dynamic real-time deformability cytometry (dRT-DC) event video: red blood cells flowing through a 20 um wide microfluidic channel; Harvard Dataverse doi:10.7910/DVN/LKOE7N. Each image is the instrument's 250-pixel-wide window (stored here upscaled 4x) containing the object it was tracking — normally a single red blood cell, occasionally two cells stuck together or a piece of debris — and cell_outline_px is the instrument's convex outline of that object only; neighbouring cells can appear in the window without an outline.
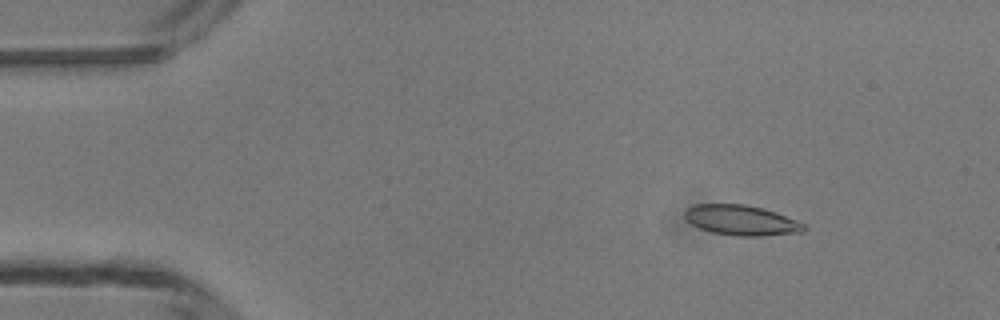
{"species": "common noctule bat (a hibernating species)", "species_latin": "Nyctalus noctula", "temperature_condition": "room temperature", "stored_images_in_passage": 16, "camera_frame_rate_fps": 3000, "um_per_image_px": 0.085, "animal": {"sex": "male", "body_mass_g": 13.3}, "frame": {"image": 1, "passage_image": 5, "time_ms": 1.333, "image_size_px": [1000, 320], "cell_outline_px": [[808, 228], [804, 232], [760, 236], [736, 236], [712, 232], [700, 228], [692, 224], [684, 216], [684, 212], [688, 208], [696, 204], [744, 204], [764, 208], [776, 212], [796, 220], [804, 224]], "centroid_in_image_um": [63.05, 18.72], "position_along_channel_um": 22.0, "area_um2": 20.98}}
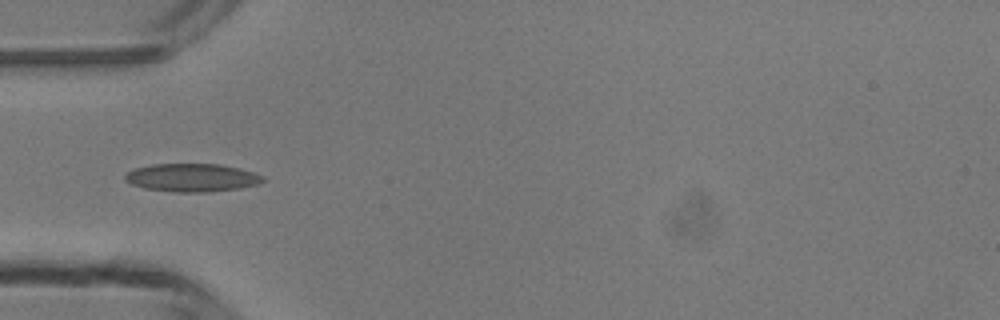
{"frame": {"image": 2, "passage_image": 14, "time_ms": 4.333, "image_size_px": [1000, 320], "cell_outline_px": [[264, 180], [260, 184], [240, 188], [208, 192], [176, 192], [144, 188], [132, 184], [124, 180], [124, 176], [132, 168], [152, 164], [220, 164], [240, 168], [264, 176]], "centroid_in_image_um": [16.31, 15.09], "position_along_channel_um": 68.7, "area_um2": 22.72}}